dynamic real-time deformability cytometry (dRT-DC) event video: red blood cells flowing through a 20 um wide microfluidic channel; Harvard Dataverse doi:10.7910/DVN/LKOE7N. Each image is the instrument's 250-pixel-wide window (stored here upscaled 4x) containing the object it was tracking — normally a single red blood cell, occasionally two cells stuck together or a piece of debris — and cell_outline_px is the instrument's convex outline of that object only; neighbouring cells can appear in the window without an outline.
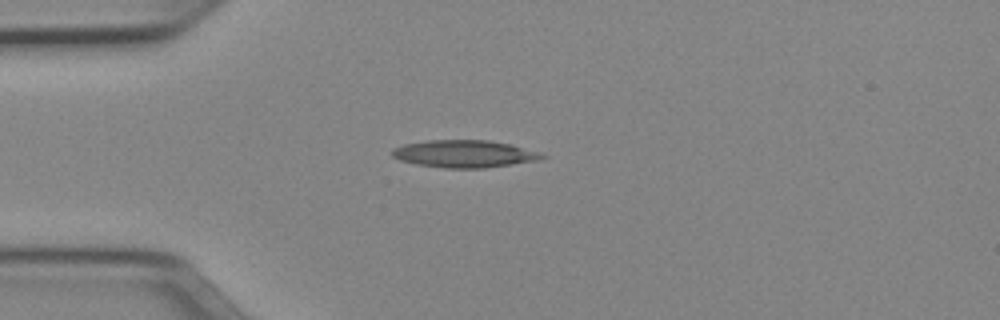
{"species": "Egyptian fruit bat (a non-hibernating species)", "species_latin": "Rousettus aegyptiacus", "temperature_condition": "cold", "stored_images_in_passage": 39, "camera_frame_rate_fps": 3000, "um_per_image_px": 0.085, "animal": {"sex": "female"}, "frame": {"image": 1, "passage_image": 1, "time_ms": 0.0, "image_size_px": [1000, 320], "cell_outline_px": [[548, 156], [540, 160], [484, 168], [444, 168], [416, 164], [400, 160], [392, 156], [392, 148], [404, 144], [428, 140], [488, 140], [508, 144], [540, 152]], "centroid_in_image_um": [39.46, 13.08], "position_along_channel_um": 45.5, "area_um2": 23.87}}
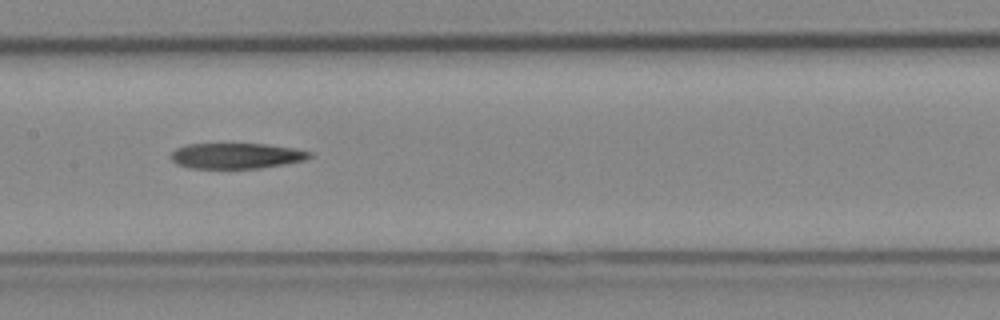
{"frame": {"image": 2, "passage_image": 13, "time_ms": 4.0, "image_size_px": [1000, 320], "cell_outline_px": [[312, 156], [304, 160], [284, 164], [260, 168], [188, 168], [176, 164], [172, 160], [172, 152], [176, 148], [184, 144], [264, 144], [296, 148], [312, 152]], "centroid_in_image_um": [20.09, 13.24], "position_along_channel_um": 187.3, "area_um2": 20.69}}
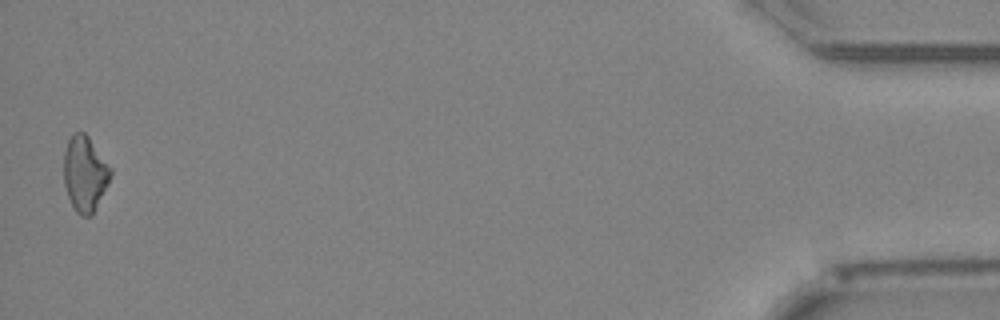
{"frame": {"image": 3, "passage_image": 38, "time_ms": 12.333, "image_size_px": [1000, 320], "cell_outline_px": [[112, 176], [92, 216], [80, 216], [76, 212], [68, 196], [64, 184], [64, 152], [68, 140], [76, 132], [84, 132], [88, 136], [112, 168]], "centroid_in_image_um": [7.23, 14.78], "position_along_channel_um": 428.0, "area_um2": 20.58}}